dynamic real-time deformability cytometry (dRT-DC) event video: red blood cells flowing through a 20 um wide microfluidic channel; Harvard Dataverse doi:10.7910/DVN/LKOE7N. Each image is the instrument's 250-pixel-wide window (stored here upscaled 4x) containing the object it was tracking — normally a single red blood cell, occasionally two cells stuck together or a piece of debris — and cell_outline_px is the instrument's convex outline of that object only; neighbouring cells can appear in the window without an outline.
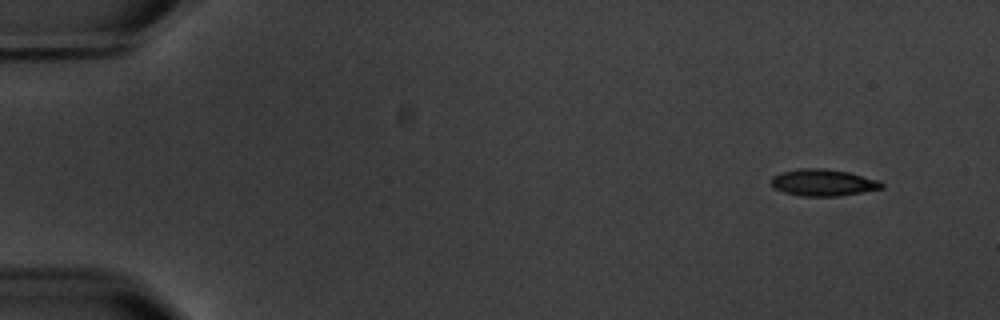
{"species": "common noctule bat (a hibernating species)", "species_latin": "Nyctalus noctula", "temperature_condition": "warm", "stored_images_in_passage": 3, "camera_frame_rate_fps": 3000, "um_per_image_px": 0.085, "animal": {"sex": "male", "body_mass_g": 20.1, "forearm_length_mm": 53.5}, "frame": {"image": 1, "passage_image": 1, "time_ms": 0.0, "image_size_px": [1000, 320], "cell_outline_px": [[884, 188], [836, 196], [804, 196], [784, 192], [776, 188], [772, 184], [772, 176], [780, 172], [800, 168], [824, 168], [848, 172], [880, 180], [884, 184]], "centroid_in_image_um": [69.98, 15.5], "position_along_channel_um": 15.0, "area_um2": 17.11}}